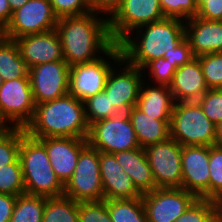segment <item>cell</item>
<instances>
[{"label":"cell","instance_id":"1","mask_svg":"<svg viewBox=\"0 0 222 222\" xmlns=\"http://www.w3.org/2000/svg\"><path fill=\"white\" fill-rule=\"evenodd\" d=\"M101 15L90 12L58 18L55 30L61 41L64 61L69 66L93 61L114 44L109 33L108 18Z\"/></svg>","mask_w":222,"mask_h":222},{"label":"cell","instance_id":"2","mask_svg":"<svg viewBox=\"0 0 222 222\" xmlns=\"http://www.w3.org/2000/svg\"><path fill=\"white\" fill-rule=\"evenodd\" d=\"M23 129L26 134L37 139L59 136L87 139L89 125L84 102L66 94L36 104L32 119Z\"/></svg>","mask_w":222,"mask_h":222},{"label":"cell","instance_id":"3","mask_svg":"<svg viewBox=\"0 0 222 222\" xmlns=\"http://www.w3.org/2000/svg\"><path fill=\"white\" fill-rule=\"evenodd\" d=\"M184 37L185 21L165 17L134 29L118 44L122 58L142 70L150 61L175 48Z\"/></svg>","mask_w":222,"mask_h":222},{"label":"cell","instance_id":"4","mask_svg":"<svg viewBox=\"0 0 222 222\" xmlns=\"http://www.w3.org/2000/svg\"><path fill=\"white\" fill-rule=\"evenodd\" d=\"M25 193L58 197L64 193V184L54 173L44 144L25 133L19 149Z\"/></svg>","mask_w":222,"mask_h":222},{"label":"cell","instance_id":"5","mask_svg":"<svg viewBox=\"0 0 222 222\" xmlns=\"http://www.w3.org/2000/svg\"><path fill=\"white\" fill-rule=\"evenodd\" d=\"M215 126L197 101L175 102L170 120V138L181 146H213Z\"/></svg>","mask_w":222,"mask_h":222},{"label":"cell","instance_id":"6","mask_svg":"<svg viewBox=\"0 0 222 222\" xmlns=\"http://www.w3.org/2000/svg\"><path fill=\"white\" fill-rule=\"evenodd\" d=\"M121 59L120 46L114 43L101 57L90 62L71 65L69 69L68 94L84 102L102 92L109 72Z\"/></svg>","mask_w":222,"mask_h":222},{"label":"cell","instance_id":"7","mask_svg":"<svg viewBox=\"0 0 222 222\" xmlns=\"http://www.w3.org/2000/svg\"><path fill=\"white\" fill-rule=\"evenodd\" d=\"M63 195L77 202L104 200L99 151L89 144L80 151L73 175L64 185Z\"/></svg>","mask_w":222,"mask_h":222},{"label":"cell","instance_id":"8","mask_svg":"<svg viewBox=\"0 0 222 222\" xmlns=\"http://www.w3.org/2000/svg\"><path fill=\"white\" fill-rule=\"evenodd\" d=\"M87 142L98 151L110 154L140 147L127 112L91 124Z\"/></svg>","mask_w":222,"mask_h":222},{"label":"cell","instance_id":"9","mask_svg":"<svg viewBox=\"0 0 222 222\" xmlns=\"http://www.w3.org/2000/svg\"><path fill=\"white\" fill-rule=\"evenodd\" d=\"M36 107L30 77L3 81L0 88V121L6 127L24 128Z\"/></svg>","mask_w":222,"mask_h":222},{"label":"cell","instance_id":"10","mask_svg":"<svg viewBox=\"0 0 222 222\" xmlns=\"http://www.w3.org/2000/svg\"><path fill=\"white\" fill-rule=\"evenodd\" d=\"M163 18L159 0H122L108 18L111 39L118 44L134 29Z\"/></svg>","mask_w":222,"mask_h":222},{"label":"cell","instance_id":"11","mask_svg":"<svg viewBox=\"0 0 222 222\" xmlns=\"http://www.w3.org/2000/svg\"><path fill=\"white\" fill-rule=\"evenodd\" d=\"M58 17L54 14L49 0H29L12 12L5 26V36L17 39L23 36L43 33L56 28Z\"/></svg>","mask_w":222,"mask_h":222},{"label":"cell","instance_id":"12","mask_svg":"<svg viewBox=\"0 0 222 222\" xmlns=\"http://www.w3.org/2000/svg\"><path fill=\"white\" fill-rule=\"evenodd\" d=\"M156 188H182V146L174 139L146 146Z\"/></svg>","mask_w":222,"mask_h":222},{"label":"cell","instance_id":"13","mask_svg":"<svg viewBox=\"0 0 222 222\" xmlns=\"http://www.w3.org/2000/svg\"><path fill=\"white\" fill-rule=\"evenodd\" d=\"M141 198L147 222H175L198 199L183 188H155Z\"/></svg>","mask_w":222,"mask_h":222},{"label":"cell","instance_id":"14","mask_svg":"<svg viewBox=\"0 0 222 222\" xmlns=\"http://www.w3.org/2000/svg\"><path fill=\"white\" fill-rule=\"evenodd\" d=\"M143 71L128 64L123 58L111 69L104 92L118 112H128L137 105Z\"/></svg>","mask_w":222,"mask_h":222},{"label":"cell","instance_id":"15","mask_svg":"<svg viewBox=\"0 0 222 222\" xmlns=\"http://www.w3.org/2000/svg\"><path fill=\"white\" fill-rule=\"evenodd\" d=\"M69 69L70 66L64 60L41 63L29 69L35 104L68 94Z\"/></svg>","mask_w":222,"mask_h":222},{"label":"cell","instance_id":"16","mask_svg":"<svg viewBox=\"0 0 222 222\" xmlns=\"http://www.w3.org/2000/svg\"><path fill=\"white\" fill-rule=\"evenodd\" d=\"M181 168L182 188L209 199V146H182Z\"/></svg>","mask_w":222,"mask_h":222},{"label":"cell","instance_id":"17","mask_svg":"<svg viewBox=\"0 0 222 222\" xmlns=\"http://www.w3.org/2000/svg\"><path fill=\"white\" fill-rule=\"evenodd\" d=\"M39 140L45 146L54 173L65 185L73 175L80 151L88 144L87 139L59 136Z\"/></svg>","mask_w":222,"mask_h":222},{"label":"cell","instance_id":"18","mask_svg":"<svg viewBox=\"0 0 222 222\" xmlns=\"http://www.w3.org/2000/svg\"><path fill=\"white\" fill-rule=\"evenodd\" d=\"M28 69L35 65L64 60L61 41L55 29L15 39Z\"/></svg>","mask_w":222,"mask_h":222},{"label":"cell","instance_id":"19","mask_svg":"<svg viewBox=\"0 0 222 222\" xmlns=\"http://www.w3.org/2000/svg\"><path fill=\"white\" fill-rule=\"evenodd\" d=\"M185 37L195 57L222 52V21L192 17L185 21Z\"/></svg>","mask_w":222,"mask_h":222},{"label":"cell","instance_id":"20","mask_svg":"<svg viewBox=\"0 0 222 222\" xmlns=\"http://www.w3.org/2000/svg\"><path fill=\"white\" fill-rule=\"evenodd\" d=\"M169 89L175 102L198 101L201 98L208 88L197 57L176 69Z\"/></svg>","mask_w":222,"mask_h":222},{"label":"cell","instance_id":"21","mask_svg":"<svg viewBox=\"0 0 222 222\" xmlns=\"http://www.w3.org/2000/svg\"><path fill=\"white\" fill-rule=\"evenodd\" d=\"M113 155L141 194L151 192L156 188L151 167L143 147L116 152Z\"/></svg>","mask_w":222,"mask_h":222},{"label":"cell","instance_id":"22","mask_svg":"<svg viewBox=\"0 0 222 222\" xmlns=\"http://www.w3.org/2000/svg\"><path fill=\"white\" fill-rule=\"evenodd\" d=\"M174 105L169 86L141 83L136 106L145 114L157 120H171Z\"/></svg>","mask_w":222,"mask_h":222},{"label":"cell","instance_id":"23","mask_svg":"<svg viewBox=\"0 0 222 222\" xmlns=\"http://www.w3.org/2000/svg\"><path fill=\"white\" fill-rule=\"evenodd\" d=\"M127 115L135 131L139 146L145 148L170 138V120H157L133 106Z\"/></svg>","mask_w":222,"mask_h":222},{"label":"cell","instance_id":"24","mask_svg":"<svg viewBox=\"0 0 222 222\" xmlns=\"http://www.w3.org/2000/svg\"><path fill=\"white\" fill-rule=\"evenodd\" d=\"M0 75L3 81L29 77L16 41L6 37L0 42Z\"/></svg>","mask_w":222,"mask_h":222},{"label":"cell","instance_id":"25","mask_svg":"<svg viewBox=\"0 0 222 222\" xmlns=\"http://www.w3.org/2000/svg\"><path fill=\"white\" fill-rule=\"evenodd\" d=\"M79 202L67 196L46 198L41 222H79Z\"/></svg>","mask_w":222,"mask_h":222},{"label":"cell","instance_id":"26","mask_svg":"<svg viewBox=\"0 0 222 222\" xmlns=\"http://www.w3.org/2000/svg\"><path fill=\"white\" fill-rule=\"evenodd\" d=\"M112 222H147L142 198L105 200Z\"/></svg>","mask_w":222,"mask_h":222},{"label":"cell","instance_id":"27","mask_svg":"<svg viewBox=\"0 0 222 222\" xmlns=\"http://www.w3.org/2000/svg\"><path fill=\"white\" fill-rule=\"evenodd\" d=\"M46 198L27 193L20 194L16 198L9 222H41Z\"/></svg>","mask_w":222,"mask_h":222},{"label":"cell","instance_id":"28","mask_svg":"<svg viewBox=\"0 0 222 222\" xmlns=\"http://www.w3.org/2000/svg\"><path fill=\"white\" fill-rule=\"evenodd\" d=\"M104 190V200H120L141 198L142 194L133 184L130 176L125 175L101 176Z\"/></svg>","mask_w":222,"mask_h":222},{"label":"cell","instance_id":"29","mask_svg":"<svg viewBox=\"0 0 222 222\" xmlns=\"http://www.w3.org/2000/svg\"><path fill=\"white\" fill-rule=\"evenodd\" d=\"M23 128L6 127L0 130V168L19 158Z\"/></svg>","mask_w":222,"mask_h":222},{"label":"cell","instance_id":"30","mask_svg":"<svg viewBox=\"0 0 222 222\" xmlns=\"http://www.w3.org/2000/svg\"><path fill=\"white\" fill-rule=\"evenodd\" d=\"M0 193L19 196L25 193L23 173L19 158L0 168Z\"/></svg>","mask_w":222,"mask_h":222},{"label":"cell","instance_id":"31","mask_svg":"<svg viewBox=\"0 0 222 222\" xmlns=\"http://www.w3.org/2000/svg\"><path fill=\"white\" fill-rule=\"evenodd\" d=\"M84 107L89 126L99 120L109 118L119 113L116 108L113 107L109 96L104 91L85 100Z\"/></svg>","mask_w":222,"mask_h":222},{"label":"cell","instance_id":"32","mask_svg":"<svg viewBox=\"0 0 222 222\" xmlns=\"http://www.w3.org/2000/svg\"><path fill=\"white\" fill-rule=\"evenodd\" d=\"M209 200L222 205V148L209 146Z\"/></svg>","mask_w":222,"mask_h":222},{"label":"cell","instance_id":"33","mask_svg":"<svg viewBox=\"0 0 222 222\" xmlns=\"http://www.w3.org/2000/svg\"><path fill=\"white\" fill-rule=\"evenodd\" d=\"M220 205L213 200L198 198L175 222H213Z\"/></svg>","mask_w":222,"mask_h":222},{"label":"cell","instance_id":"34","mask_svg":"<svg viewBox=\"0 0 222 222\" xmlns=\"http://www.w3.org/2000/svg\"><path fill=\"white\" fill-rule=\"evenodd\" d=\"M208 89H222V52L197 57Z\"/></svg>","mask_w":222,"mask_h":222},{"label":"cell","instance_id":"35","mask_svg":"<svg viewBox=\"0 0 222 222\" xmlns=\"http://www.w3.org/2000/svg\"><path fill=\"white\" fill-rule=\"evenodd\" d=\"M142 71H143V74H144L143 75L144 81H146L148 83H151V84H154V85H167V86H169L172 82L173 75H174L176 69L171 65L169 60L164 59L163 57H160L158 59L150 61L142 69ZM146 77L148 78L147 80L145 79Z\"/></svg>","mask_w":222,"mask_h":222},{"label":"cell","instance_id":"36","mask_svg":"<svg viewBox=\"0 0 222 222\" xmlns=\"http://www.w3.org/2000/svg\"><path fill=\"white\" fill-rule=\"evenodd\" d=\"M165 17L187 21L197 15L195 0H159Z\"/></svg>","mask_w":222,"mask_h":222},{"label":"cell","instance_id":"37","mask_svg":"<svg viewBox=\"0 0 222 222\" xmlns=\"http://www.w3.org/2000/svg\"><path fill=\"white\" fill-rule=\"evenodd\" d=\"M197 102L213 124L222 120V89H208Z\"/></svg>","mask_w":222,"mask_h":222},{"label":"cell","instance_id":"38","mask_svg":"<svg viewBox=\"0 0 222 222\" xmlns=\"http://www.w3.org/2000/svg\"><path fill=\"white\" fill-rule=\"evenodd\" d=\"M79 222H112L105 200L79 202Z\"/></svg>","mask_w":222,"mask_h":222},{"label":"cell","instance_id":"39","mask_svg":"<svg viewBox=\"0 0 222 222\" xmlns=\"http://www.w3.org/2000/svg\"><path fill=\"white\" fill-rule=\"evenodd\" d=\"M54 14L58 17L81 16L90 13L88 0H49Z\"/></svg>","mask_w":222,"mask_h":222},{"label":"cell","instance_id":"40","mask_svg":"<svg viewBox=\"0 0 222 222\" xmlns=\"http://www.w3.org/2000/svg\"><path fill=\"white\" fill-rule=\"evenodd\" d=\"M163 58L169 60L171 65L177 69L178 67L189 63L195 58V56L193 55L188 39L184 37L175 48L166 51Z\"/></svg>","mask_w":222,"mask_h":222},{"label":"cell","instance_id":"41","mask_svg":"<svg viewBox=\"0 0 222 222\" xmlns=\"http://www.w3.org/2000/svg\"><path fill=\"white\" fill-rule=\"evenodd\" d=\"M100 176L125 175V171L117 162L115 156L99 151Z\"/></svg>","mask_w":222,"mask_h":222},{"label":"cell","instance_id":"42","mask_svg":"<svg viewBox=\"0 0 222 222\" xmlns=\"http://www.w3.org/2000/svg\"><path fill=\"white\" fill-rule=\"evenodd\" d=\"M196 17L208 21H222V0H207L198 9Z\"/></svg>","mask_w":222,"mask_h":222},{"label":"cell","instance_id":"43","mask_svg":"<svg viewBox=\"0 0 222 222\" xmlns=\"http://www.w3.org/2000/svg\"><path fill=\"white\" fill-rule=\"evenodd\" d=\"M121 2L122 0H88V5L91 12H97L109 18Z\"/></svg>","mask_w":222,"mask_h":222},{"label":"cell","instance_id":"44","mask_svg":"<svg viewBox=\"0 0 222 222\" xmlns=\"http://www.w3.org/2000/svg\"><path fill=\"white\" fill-rule=\"evenodd\" d=\"M17 196L0 193V222H9Z\"/></svg>","mask_w":222,"mask_h":222},{"label":"cell","instance_id":"45","mask_svg":"<svg viewBox=\"0 0 222 222\" xmlns=\"http://www.w3.org/2000/svg\"><path fill=\"white\" fill-rule=\"evenodd\" d=\"M12 10L8 0H0V23L5 27L10 21Z\"/></svg>","mask_w":222,"mask_h":222},{"label":"cell","instance_id":"46","mask_svg":"<svg viewBox=\"0 0 222 222\" xmlns=\"http://www.w3.org/2000/svg\"><path fill=\"white\" fill-rule=\"evenodd\" d=\"M216 128V138L214 145L216 147L222 148V120L215 126Z\"/></svg>","mask_w":222,"mask_h":222},{"label":"cell","instance_id":"47","mask_svg":"<svg viewBox=\"0 0 222 222\" xmlns=\"http://www.w3.org/2000/svg\"><path fill=\"white\" fill-rule=\"evenodd\" d=\"M8 1L12 12H14L15 10L21 8L29 0H8Z\"/></svg>","mask_w":222,"mask_h":222},{"label":"cell","instance_id":"48","mask_svg":"<svg viewBox=\"0 0 222 222\" xmlns=\"http://www.w3.org/2000/svg\"><path fill=\"white\" fill-rule=\"evenodd\" d=\"M213 222H222V205L218 207Z\"/></svg>","mask_w":222,"mask_h":222},{"label":"cell","instance_id":"49","mask_svg":"<svg viewBox=\"0 0 222 222\" xmlns=\"http://www.w3.org/2000/svg\"><path fill=\"white\" fill-rule=\"evenodd\" d=\"M5 27L0 23V42L5 38Z\"/></svg>","mask_w":222,"mask_h":222},{"label":"cell","instance_id":"50","mask_svg":"<svg viewBox=\"0 0 222 222\" xmlns=\"http://www.w3.org/2000/svg\"><path fill=\"white\" fill-rule=\"evenodd\" d=\"M207 0H195L197 9H199Z\"/></svg>","mask_w":222,"mask_h":222},{"label":"cell","instance_id":"51","mask_svg":"<svg viewBox=\"0 0 222 222\" xmlns=\"http://www.w3.org/2000/svg\"><path fill=\"white\" fill-rule=\"evenodd\" d=\"M6 128V126L0 121V130Z\"/></svg>","mask_w":222,"mask_h":222},{"label":"cell","instance_id":"52","mask_svg":"<svg viewBox=\"0 0 222 222\" xmlns=\"http://www.w3.org/2000/svg\"><path fill=\"white\" fill-rule=\"evenodd\" d=\"M2 85H3V80H2V77L0 75V88L2 87Z\"/></svg>","mask_w":222,"mask_h":222}]
</instances>
